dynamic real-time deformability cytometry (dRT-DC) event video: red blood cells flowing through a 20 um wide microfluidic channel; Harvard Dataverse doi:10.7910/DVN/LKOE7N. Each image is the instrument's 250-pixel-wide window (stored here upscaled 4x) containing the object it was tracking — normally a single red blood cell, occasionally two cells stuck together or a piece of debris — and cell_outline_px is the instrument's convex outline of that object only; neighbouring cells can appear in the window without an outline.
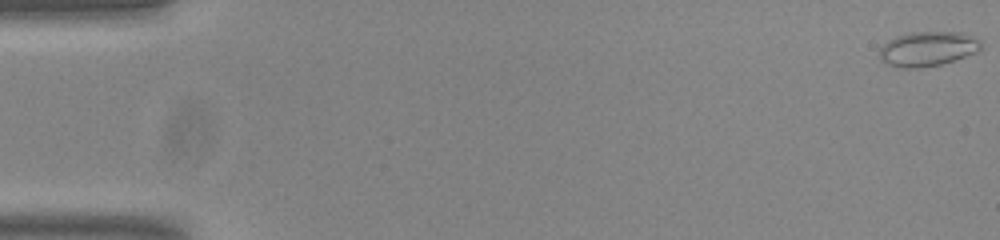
{"species": "common noctule bat (a hibernating species)", "species_latin": "Nyctalus noctula", "temperature_condition": "room temperature", "stored_images_in_passage": 11, "camera_frame_rate_fps": 3000, "um_per_image_px": 0.085, "animal": {"sex": "male", "body_mass_g": 20.0, "forearm_length_mm": 53.3}, "frame": {"image": 1, "passage_image": 1, "time_ms": 0.0, "image_size_px": [1000, 240], "cell_outline_px": [[980, 48], [976, 52], [940, 64], [920, 68], [900, 68], [888, 64], [880, 60], [880, 48], [888, 40], [896, 36], [908, 32], [960, 32], [980, 40]], "centroid_in_image_um": [78.8, 4.15], "position_along_channel_um": 6.2, "area_um2": 20.29}}